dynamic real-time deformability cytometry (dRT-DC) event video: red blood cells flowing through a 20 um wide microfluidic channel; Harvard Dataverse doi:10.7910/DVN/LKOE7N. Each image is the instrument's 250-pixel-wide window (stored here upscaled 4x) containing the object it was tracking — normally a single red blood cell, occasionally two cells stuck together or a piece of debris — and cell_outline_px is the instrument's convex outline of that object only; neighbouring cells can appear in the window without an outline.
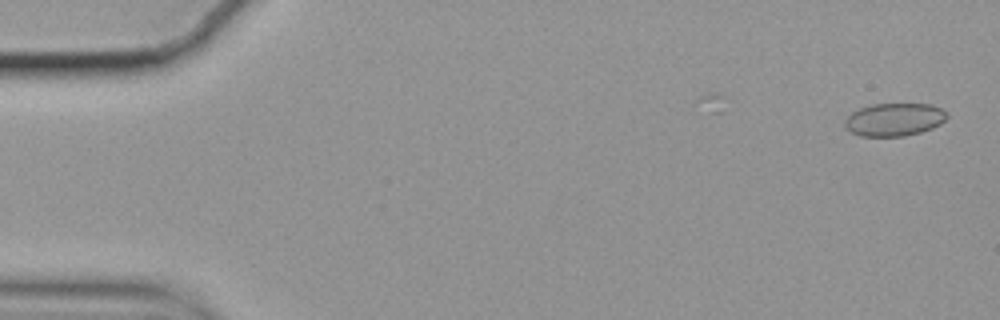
{"species": "common noctule bat (a hibernating species)", "species_latin": "Nyctalus noctula", "temperature_condition": "cold", "stored_images_in_passage": 10, "camera_frame_rate_fps": 3000, "um_per_image_px": 0.085, "animal": {"sex": "female", "body_mass_g": 19.9}, "frame": {"image": 1, "passage_image": 1, "time_ms": 0.0, "image_size_px": [1000, 320], "cell_outline_px": [[948, 116], [940, 124], [932, 128], [920, 132], [904, 136], [860, 136], [844, 128], [844, 120], [852, 112], [860, 108], [872, 104], [932, 104], [948, 112]], "centroid_in_image_um": [76.01, 10.16], "position_along_channel_um": 9.0, "area_um2": 19.65}}